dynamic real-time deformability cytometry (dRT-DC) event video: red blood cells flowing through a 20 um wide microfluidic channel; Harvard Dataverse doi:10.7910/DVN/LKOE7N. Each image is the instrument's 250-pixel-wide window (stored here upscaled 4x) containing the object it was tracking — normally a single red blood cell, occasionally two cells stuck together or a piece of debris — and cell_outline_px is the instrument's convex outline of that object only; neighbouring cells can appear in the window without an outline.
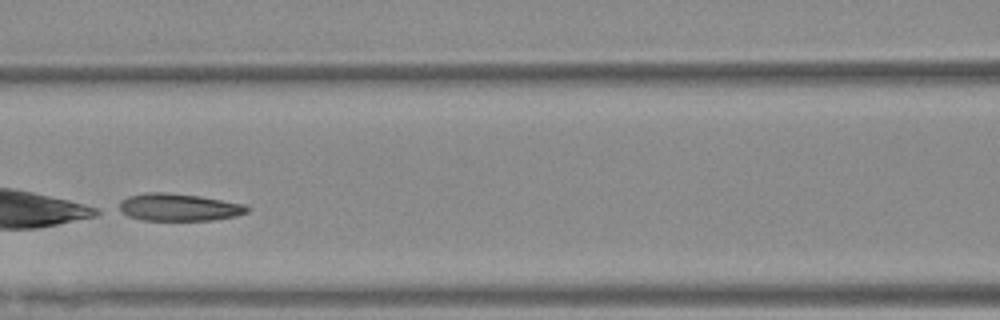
{"species": "Egyptian fruit bat (a non-hibernating species)", "species_latin": "Rousettus aegyptiacus", "temperature_condition": "warm", "stored_images_in_passage": 32, "camera_frame_rate_fps": 3000, "um_per_image_px": 0.085, "animal": {"sex": "female"}, "frame": {"image": 1, "passage_image": 13, "time_ms": 4.0, "image_size_px": [1000, 320], "cell_outline_px": [[248, 212], [236, 216], [212, 220], [140, 220], [128, 216], [112, 208], [128, 196], [148, 192], [168, 192], [200, 196], [244, 204], [248, 208]], "centroid_in_image_um": [15.11, 17.61], "position_along_channel_um": 151.5, "area_um2": 20.69}}
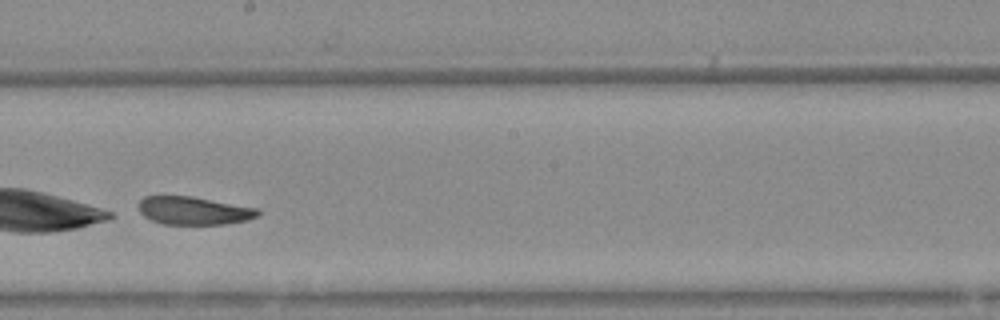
{"frame": {"image": 2, "passage_image": 19, "time_ms": 6.0, "image_size_px": [1000, 320], "cell_outline_px": [[260, 212], [256, 216], [248, 220], [224, 224], [164, 224], [152, 220], [144, 216], [140, 212], [140, 200], [144, 196], [192, 196], [256, 208]], "centroid_in_image_um": [16.46, 17.9], "position_along_channel_um": 231.7, "area_um2": 19.25}}
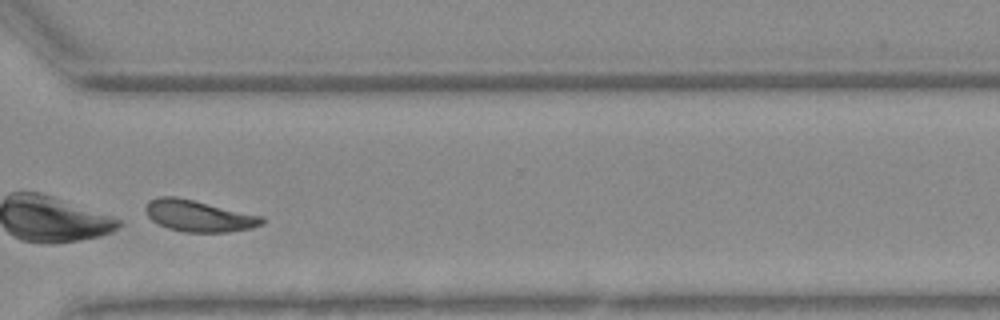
{"frame": {"image": 3, "passage_image": 28, "time_ms": 9.0, "image_size_px": [1000, 320], "cell_outline_px": [[264, 224], [252, 228], [228, 232], [184, 232], [168, 228], [152, 220], [144, 212], [144, 208], [152, 200], [160, 196], [176, 196], [264, 216]], "centroid_in_image_um": [16.92, 18.35], "position_along_channel_um": 353.7, "area_um2": 21.33}}